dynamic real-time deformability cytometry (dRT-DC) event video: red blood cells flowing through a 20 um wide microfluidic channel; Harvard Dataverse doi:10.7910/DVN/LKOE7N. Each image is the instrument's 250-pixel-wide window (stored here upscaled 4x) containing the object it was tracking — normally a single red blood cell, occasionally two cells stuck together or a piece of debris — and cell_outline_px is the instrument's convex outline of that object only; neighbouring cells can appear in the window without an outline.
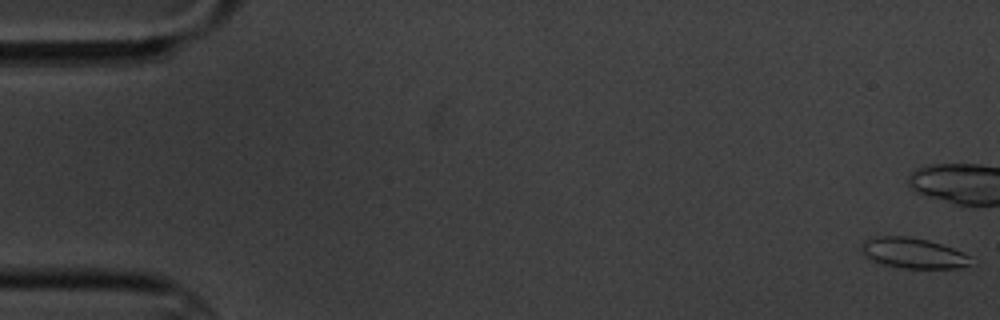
{"species": "common noctule bat (a hibernating species)", "species_latin": "Nyctalus noctula", "temperature_condition": "cold", "stored_images_in_passage": 5, "camera_frame_rate_fps": 3000, "um_per_image_px": 0.085, "animal": {"sex": "male", "body_mass_g": 20.1, "forearm_length_mm": 53.5}, "frame": {"image": 1, "passage_image": 1, "time_ms": 0.0, "image_size_px": [1000, 320], "cell_outline_px": [[968, 264], [960, 268], [904, 268], [884, 264], [872, 260], [864, 256], [860, 252], [860, 244], [864, 240], [872, 236], [904, 236], [928, 240], [952, 248], [968, 256]], "centroid_in_image_um": [77.49, 21.5], "position_along_channel_um": 7.5, "area_um2": 19.19}}